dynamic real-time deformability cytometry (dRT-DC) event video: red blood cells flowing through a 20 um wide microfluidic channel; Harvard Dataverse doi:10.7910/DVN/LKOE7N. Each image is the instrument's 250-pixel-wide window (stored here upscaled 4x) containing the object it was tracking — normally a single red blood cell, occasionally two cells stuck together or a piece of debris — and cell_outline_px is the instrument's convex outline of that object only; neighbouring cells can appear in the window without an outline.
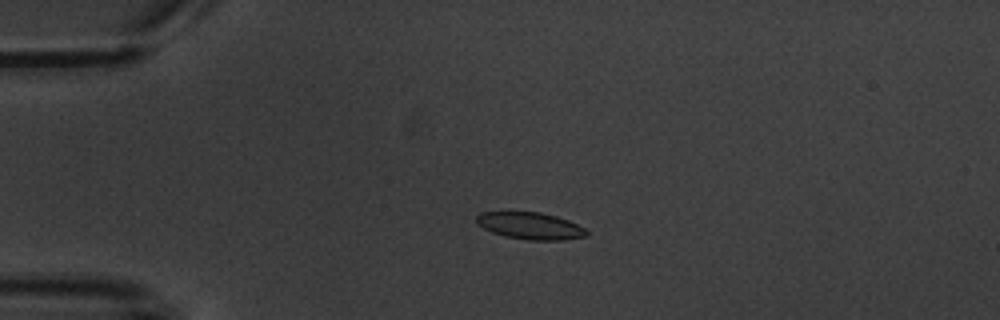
{"species": "common noctule bat (a hibernating species)", "species_latin": "Nyctalus noctula", "temperature_condition": "warm", "stored_images_in_passage": 5, "camera_frame_rate_fps": 3000, "um_per_image_px": 0.085, "animal": {"sex": "male", "body_mass_g": 20.1, "forearm_length_mm": 53.5}, "frame": {"image": 1, "passage_image": 4, "time_ms": 3.333, "image_size_px": [1000, 320], "cell_outline_px": [[588, 236], [564, 240], [528, 240], [504, 236], [492, 232], [476, 224], [476, 216], [480, 212], [540, 212], [556, 216], [568, 220], [584, 228], [588, 232]], "centroid_in_image_um": [45.07, 19.2], "position_along_channel_um": 39.9, "area_um2": 17.34}}